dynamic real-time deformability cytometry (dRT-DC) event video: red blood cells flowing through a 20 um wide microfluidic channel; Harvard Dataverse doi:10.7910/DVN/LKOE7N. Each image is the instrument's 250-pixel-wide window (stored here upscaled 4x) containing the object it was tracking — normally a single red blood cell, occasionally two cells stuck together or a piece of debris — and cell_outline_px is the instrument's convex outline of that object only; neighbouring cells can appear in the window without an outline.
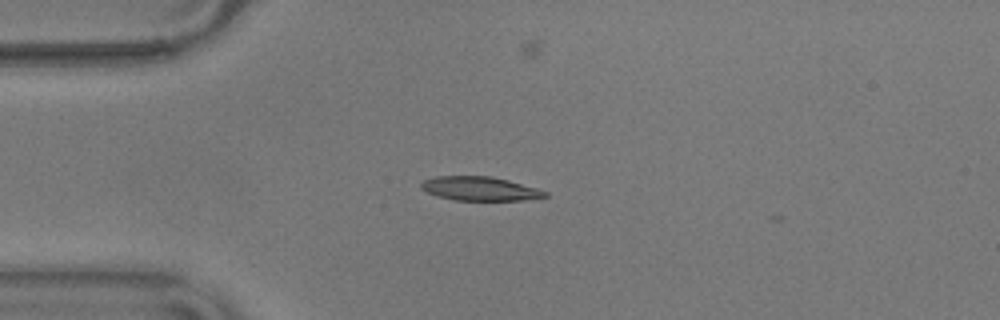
{"species": "common noctule bat (a hibernating species)", "species_latin": "Nyctalus noctula", "temperature_condition": "warm", "stored_images_in_passage": 3, "camera_frame_rate_fps": 3000, "um_per_image_px": 0.085, "animal": {"sex": "male", "body_mass_g": 17.9}, "frame": {"image": 1, "passage_image": 1, "time_ms": 0.0, "image_size_px": [1000, 320], "cell_outline_px": [[548, 196], [524, 200], [456, 200], [436, 196], [420, 188], [420, 184], [424, 180], [436, 176], [492, 176], [508, 180], [536, 188], [548, 192]], "centroid_in_image_um": [40.77, 16.03], "position_along_channel_um": 44.2, "area_um2": 17.22}}